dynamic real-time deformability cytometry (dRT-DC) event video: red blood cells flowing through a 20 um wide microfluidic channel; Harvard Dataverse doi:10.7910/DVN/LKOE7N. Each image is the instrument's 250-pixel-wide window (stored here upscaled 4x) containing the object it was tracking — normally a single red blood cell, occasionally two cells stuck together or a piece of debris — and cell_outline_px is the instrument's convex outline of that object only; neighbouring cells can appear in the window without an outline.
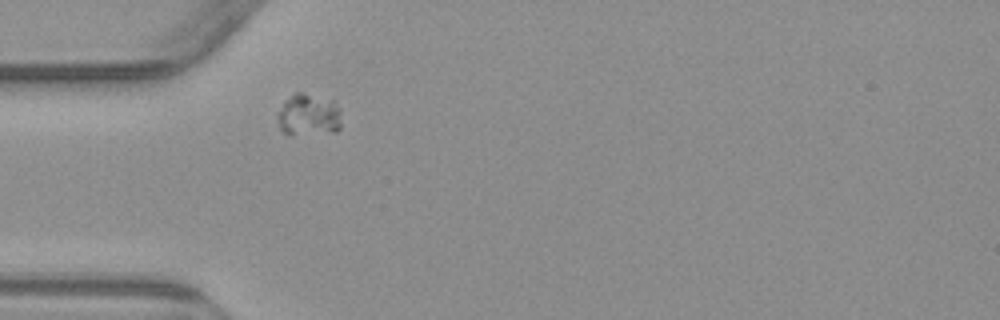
{"species": "common noctule bat (a hibernating species)", "species_latin": "Nyctalus noctula", "temperature_condition": "warm", "stored_images_in_passage": 1, "camera_frame_rate_fps": 3000, "um_per_image_px": 0.085, "animal": {"sex": "male", "body_mass_g": 23.1, "forearm_length_mm": 52.7}, "frame": {"image": 1, "passage_image": 1, "time_ms": 0.0, "image_size_px": [1000, 320], "cell_outline_px": [[340, 128], [336, 132], [292, 136], [288, 136], [280, 128], [276, 116], [284, 100], [296, 92], [300, 92], [332, 100], [340, 108]], "centroid_in_image_um": [26.21, 9.8], "position_along_channel_um": 58.8, "area_um2": 16.01}}